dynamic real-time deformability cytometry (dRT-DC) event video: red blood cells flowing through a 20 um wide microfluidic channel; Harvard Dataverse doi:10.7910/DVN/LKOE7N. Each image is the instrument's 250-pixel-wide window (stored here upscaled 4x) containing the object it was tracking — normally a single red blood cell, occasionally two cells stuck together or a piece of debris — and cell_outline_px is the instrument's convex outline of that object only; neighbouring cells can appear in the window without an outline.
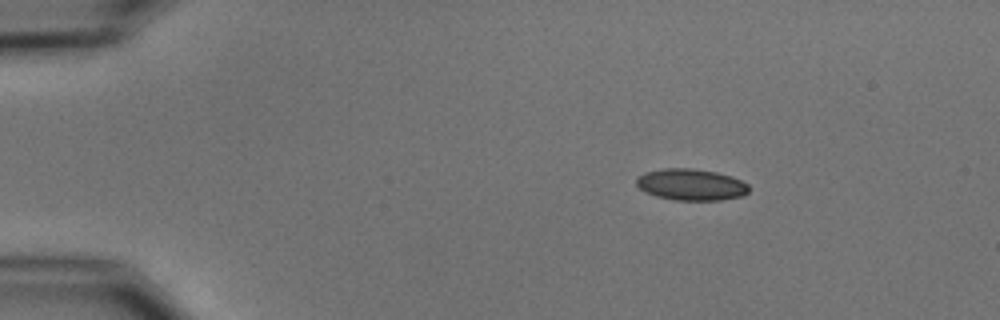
{"species": "common noctule bat (a hibernating species)", "species_latin": "Nyctalus noctula", "temperature_condition": "cold", "stored_images_in_passage": 3, "camera_frame_rate_fps": 3000, "um_per_image_px": 0.085, "animal": {"sex": "male", "body_mass_g": 15.6}, "frame": {"image": 1, "passage_image": 1, "time_ms": 0.0, "image_size_px": [1000, 320], "cell_outline_px": [[748, 192], [740, 196], [720, 200], [676, 200], [656, 196], [644, 192], [636, 184], [636, 180], [644, 172], [664, 168], [692, 168], [716, 172], [732, 176], [748, 184]], "centroid_in_image_um": [58.73, 15.68], "position_along_channel_um": 26.3, "area_um2": 20.58}}